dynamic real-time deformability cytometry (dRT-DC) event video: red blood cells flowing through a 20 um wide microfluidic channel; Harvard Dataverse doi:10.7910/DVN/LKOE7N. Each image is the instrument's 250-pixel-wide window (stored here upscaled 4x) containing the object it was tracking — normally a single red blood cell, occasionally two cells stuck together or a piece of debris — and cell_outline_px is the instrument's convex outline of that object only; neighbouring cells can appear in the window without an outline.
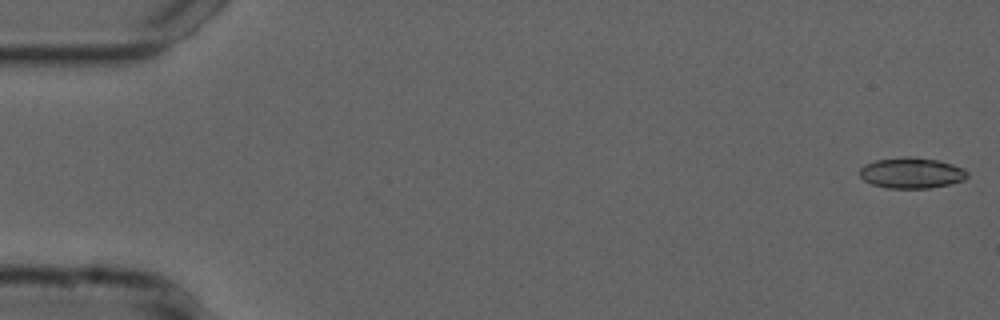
{"species": "common noctule bat (a hibernating species)", "species_latin": "Nyctalus noctula", "temperature_condition": "cold", "stored_images_in_passage": 54, "camera_frame_rate_fps": 3000, "um_per_image_px": 0.085, "animal": {"sex": "male", "forearm_length_mm": 52.5}, "frame": {"image": 1, "passage_image": 1, "time_ms": 0.0, "image_size_px": [1000, 320], "cell_outline_px": [[968, 176], [964, 180], [948, 184], [928, 188], [888, 188], [872, 184], [864, 180], [860, 176], [860, 168], [864, 164], [876, 160], [900, 156], [908, 156], [940, 160], [964, 168], [968, 172]], "centroid_in_image_um": [77.48, 14.68], "position_along_channel_um": 7.5, "area_um2": 19.42}}
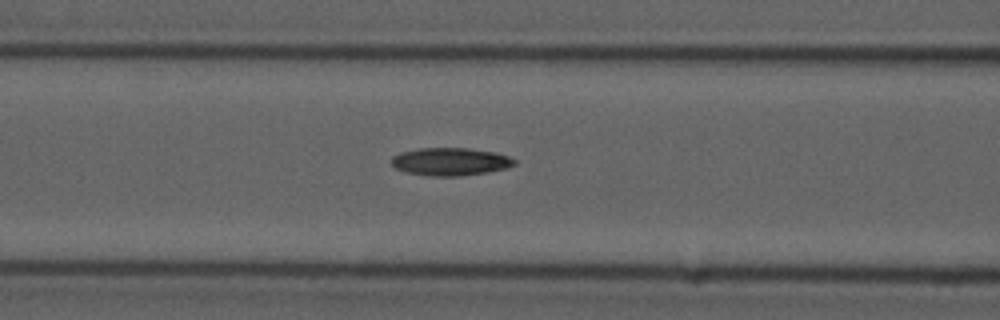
{"frame": {"image": 2, "passage_image": 22, "time_ms": 7.0, "image_size_px": [1000, 320], "cell_outline_px": [[516, 164], [508, 168], [488, 172], [460, 176], [428, 176], [404, 172], [396, 168], [392, 164], [392, 156], [400, 152], [420, 148], [468, 148], [496, 152], [508, 156], [516, 160]], "centroid_in_image_um": [38.29, 13.74], "position_along_channel_um": 128.3, "area_um2": 20.11}}
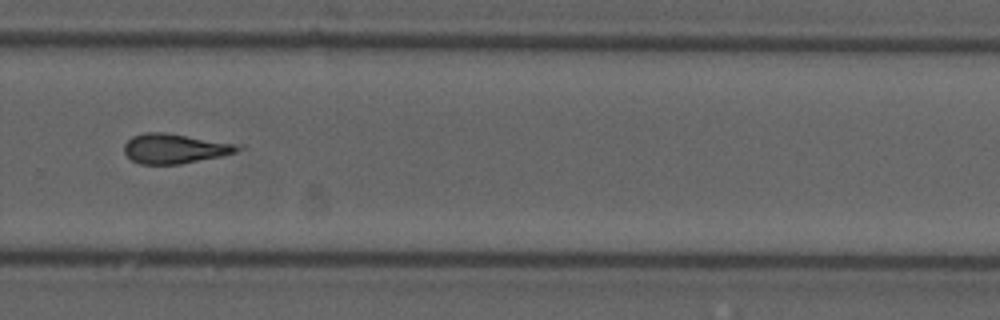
{"frame": {"image": 3, "passage_image": 37, "time_ms": 12.0, "image_size_px": [1000, 320], "cell_outline_px": [[244, 148], [236, 152], [224, 156], [180, 164], [140, 164], [132, 160], [124, 152], [124, 144], [132, 136], [144, 132], [164, 132], [244, 144]], "centroid_in_image_um": [14.93, 12.62], "position_along_channel_um": 314.9, "area_um2": 20.11}, "authors_computed_cell_mechanics": {"area_um2": 19.7387, "velocity_mm_per_s": 3.7446, "shape_relaxation_time_tau1_ms": 3.2715, "shape_relaxation_time_tau2_ms": null, "deformation_change_tau1": 0.083, "deformation_change_tau2": null}}